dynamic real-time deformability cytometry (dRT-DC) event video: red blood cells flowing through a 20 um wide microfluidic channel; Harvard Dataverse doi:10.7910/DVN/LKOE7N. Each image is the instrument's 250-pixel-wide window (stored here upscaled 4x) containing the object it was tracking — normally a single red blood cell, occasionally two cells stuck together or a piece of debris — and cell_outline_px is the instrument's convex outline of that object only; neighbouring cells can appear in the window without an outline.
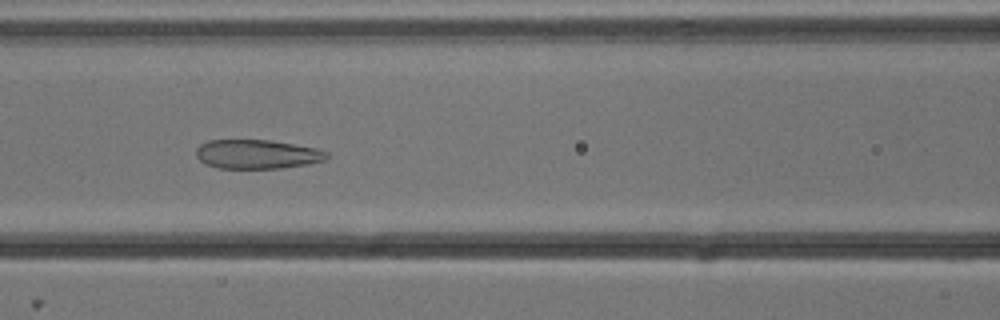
{"species": "common noctule bat (a hibernating species)", "species_latin": "Nyctalus noctula", "temperature_condition": "cold", "stored_images_in_passage": 8, "camera_frame_rate_fps": 3000, "um_per_image_px": 0.085, "animal": {"sex": "male", "body_mass_g": 13.3}, "frame": {"image": 1, "passage_image": 7, "time_ms": 2.0, "image_size_px": [1000, 320], "cell_outline_px": [[328, 156], [324, 160], [308, 164], [280, 168], [220, 168], [208, 164], [200, 160], [196, 156], [196, 148], [200, 144], [208, 140], [268, 140], [316, 148], [328, 152]], "centroid_in_image_um": [21.84, 13.1], "position_along_channel_um": 144.8, "area_um2": 21.96}}
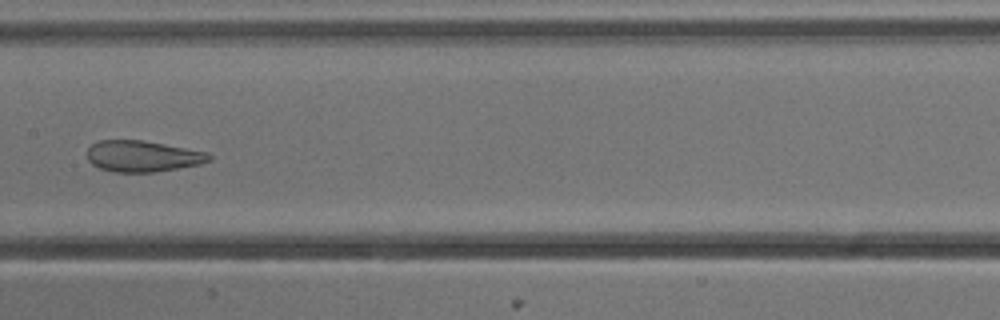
{"frame": {"image": 2, "passage_image": 8, "time_ms": 2.333, "image_size_px": [1000, 320], "cell_outline_px": [[212, 160], [200, 164], [152, 172], [112, 172], [100, 168], [92, 164], [88, 160], [88, 148], [92, 144], [100, 140], [140, 140], [208, 152], [212, 156]], "centroid_in_image_um": [12.12, 13.28], "position_along_channel_um": 195.3, "area_um2": 21.96}}